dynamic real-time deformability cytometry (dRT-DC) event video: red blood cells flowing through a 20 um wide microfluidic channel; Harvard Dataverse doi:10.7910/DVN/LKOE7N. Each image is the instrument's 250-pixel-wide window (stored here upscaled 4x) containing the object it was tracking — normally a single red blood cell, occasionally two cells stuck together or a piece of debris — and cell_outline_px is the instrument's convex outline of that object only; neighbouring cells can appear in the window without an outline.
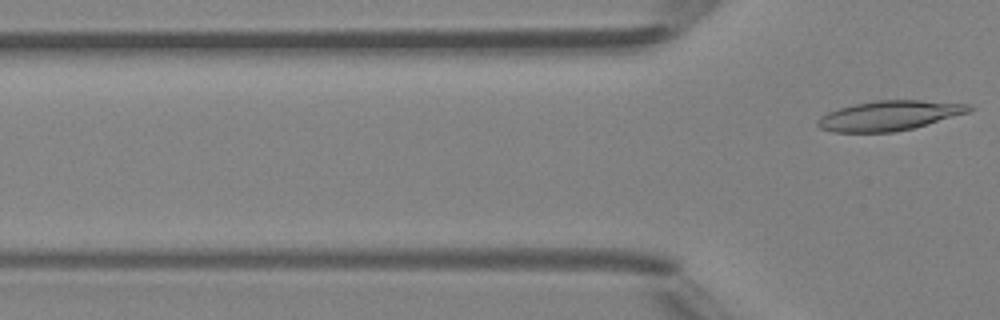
{"species": "Egyptian fruit bat (a non-hibernating species)", "species_latin": "Rousettus aegyptiacus", "temperature_condition": "room temperature", "stored_images_in_passage": 5, "camera_frame_rate_fps": 3000, "um_per_image_px": 0.085, "animal": {"sex": "female"}, "frame": {"image": 1, "passage_image": 5, "time_ms": 5.667, "image_size_px": [1000, 320], "cell_outline_px": [[976, 108], [968, 112], [928, 124], [896, 132], [832, 132], [820, 128], [816, 124], [816, 120], [820, 116], [828, 112], [840, 108], [856, 104], [876, 100], [920, 100], [972, 104]], "centroid_in_image_um": [75.6, 9.82], "position_along_channel_um": 50.2, "area_um2": 26.3}}